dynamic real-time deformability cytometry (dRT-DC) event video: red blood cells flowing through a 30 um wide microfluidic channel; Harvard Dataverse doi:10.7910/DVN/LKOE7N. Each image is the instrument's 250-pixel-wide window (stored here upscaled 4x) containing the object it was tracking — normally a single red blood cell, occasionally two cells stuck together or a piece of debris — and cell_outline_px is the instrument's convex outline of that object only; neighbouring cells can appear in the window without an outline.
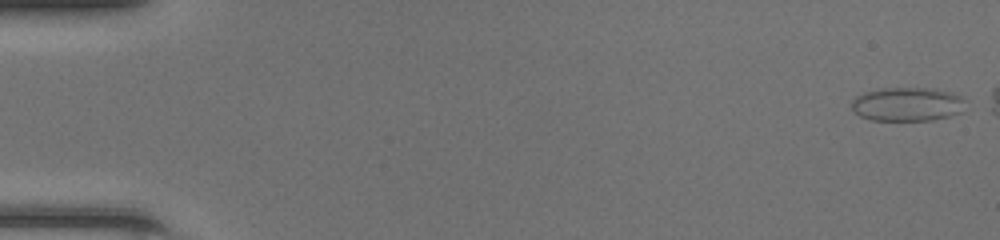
{"species": "common noctule bat (a hibernating species)", "species_latin": "Nyctalus noctula", "temperature_condition": "room temperature", "stored_images_in_passage": 43, "camera_frame_rate_fps": 3000, "um_per_image_px": 0.085, "animal": {"sex": "female", "body_mass_g": 20.0, "forearm_length_mm": 54.0}, "frame": {"image": 1, "passage_image": 1, "time_ms": 0.0, "image_size_px": [1000, 240], "cell_outline_px": [[964, 100], [960, 112], [948, 116], [932, 120], [872, 120], [860, 116], [852, 108], [852, 100], [856, 96], [864, 92], [880, 88], [936, 88], [952, 92], [960, 96]], "centroid_in_image_um": [77.1, 8.84], "position_along_channel_um": 7.9, "area_um2": 22.37}}
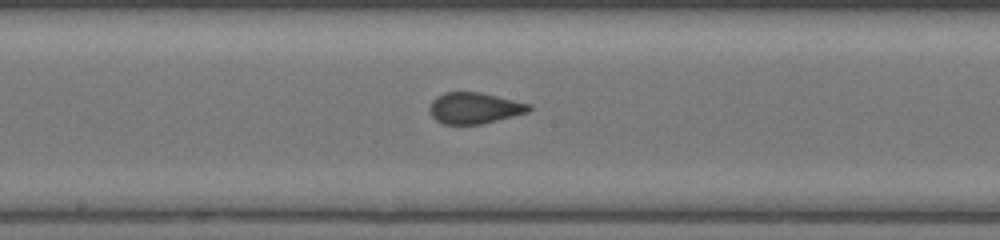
{"frame": {"image": 2, "passage_image": 26, "time_ms": 8.333, "image_size_px": [1000, 240], "cell_outline_px": [[532, 108], [528, 112], [480, 124], [444, 124], [436, 120], [432, 116], [428, 108], [432, 100], [436, 96], [444, 92], [480, 92], [532, 104]], "centroid_in_image_um": [40.31, 9.17], "position_along_channel_um": 207.9, "area_um2": 18.03}}
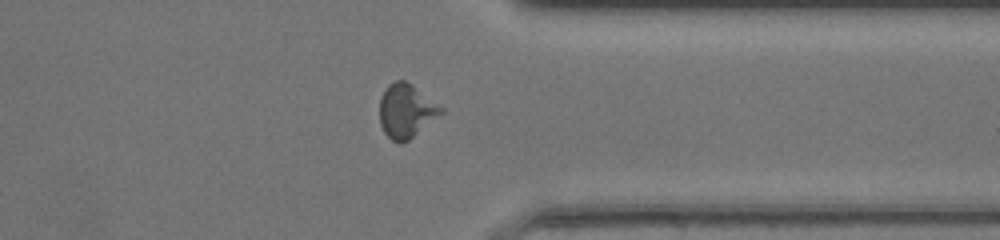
{"frame": {"image": 3, "passage_image": 38, "time_ms": 12.333, "image_size_px": [1000, 240], "cell_outline_px": [[444, 112], [408, 140], [400, 144], [392, 140], [384, 132], [380, 124], [380, 96], [388, 84], [396, 80], [404, 80], [444, 108]], "centroid_in_image_um": [34.5, 9.43], "position_along_channel_um": 376.9, "area_um2": 19.02}}